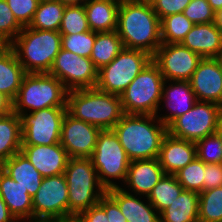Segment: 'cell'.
Here are the masks:
<instances>
[{"label": "cell", "instance_id": "28", "mask_svg": "<svg viewBox=\"0 0 222 222\" xmlns=\"http://www.w3.org/2000/svg\"><path fill=\"white\" fill-rule=\"evenodd\" d=\"M199 193L183 190L170 206L160 213V222H199Z\"/></svg>", "mask_w": 222, "mask_h": 222}, {"label": "cell", "instance_id": "17", "mask_svg": "<svg viewBox=\"0 0 222 222\" xmlns=\"http://www.w3.org/2000/svg\"><path fill=\"white\" fill-rule=\"evenodd\" d=\"M21 152L43 177L64 174L70 158L60 143L54 145H22Z\"/></svg>", "mask_w": 222, "mask_h": 222}, {"label": "cell", "instance_id": "12", "mask_svg": "<svg viewBox=\"0 0 222 222\" xmlns=\"http://www.w3.org/2000/svg\"><path fill=\"white\" fill-rule=\"evenodd\" d=\"M67 107H50L24 113L21 117L22 145L60 143L62 121Z\"/></svg>", "mask_w": 222, "mask_h": 222}, {"label": "cell", "instance_id": "29", "mask_svg": "<svg viewBox=\"0 0 222 222\" xmlns=\"http://www.w3.org/2000/svg\"><path fill=\"white\" fill-rule=\"evenodd\" d=\"M124 48L122 40L116 30L110 32H96V40L92 48L90 59L99 70L109 64Z\"/></svg>", "mask_w": 222, "mask_h": 222}, {"label": "cell", "instance_id": "40", "mask_svg": "<svg viewBox=\"0 0 222 222\" xmlns=\"http://www.w3.org/2000/svg\"><path fill=\"white\" fill-rule=\"evenodd\" d=\"M8 3L14 18L22 26H29L40 0H5Z\"/></svg>", "mask_w": 222, "mask_h": 222}, {"label": "cell", "instance_id": "19", "mask_svg": "<svg viewBox=\"0 0 222 222\" xmlns=\"http://www.w3.org/2000/svg\"><path fill=\"white\" fill-rule=\"evenodd\" d=\"M169 81L165 80L161 102L168 109L167 115H158L156 117L166 126H168L175 118L189 111L197 102L195 93L191 88L190 81ZM168 83V85H166ZM162 115V116H161Z\"/></svg>", "mask_w": 222, "mask_h": 222}, {"label": "cell", "instance_id": "34", "mask_svg": "<svg viewBox=\"0 0 222 222\" xmlns=\"http://www.w3.org/2000/svg\"><path fill=\"white\" fill-rule=\"evenodd\" d=\"M205 163L199 158H195L184 168H181L174 175L184 190L203 192Z\"/></svg>", "mask_w": 222, "mask_h": 222}, {"label": "cell", "instance_id": "7", "mask_svg": "<svg viewBox=\"0 0 222 222\" xmlns=\"http://www.w3.org/2000/svg\"><path fill=\"white\" fill-rule=\"evenodd\" d=\"M164 78L151 60L120 95L124 114L156 115L160 109Z\"/></svg>", "mask_w": 222, "mask_h": 222}, {"label": "cell", "instance_id": "50", "mask_svg": "<svg viewBox=\"0 0 222 222\" xmlns=\"http://www.w3.org/2000/svg\"><path fill=\"white\" fill-rule=\"evenodd\" d=\"M216 133H217V135L219 136V138L221 139V142H222V116L219 120L218 127L216 129Z\"/></svg>", "mask_w": 222, "mask_h": 222}, {"label": "cell", "instance_id": "51", "mask_svg": "<svg viewBox=\"0 0 222 222\" xmlns=\"http://www.w3.org/2000/svg\"><path fill=\"white\" fill-rule=\"evenodd\" d=\"M31 222H68V221H49V220H47V221H31Z\"/></svg>", "mask_w": 222, "mask_h": 222}, {"label": "cell", "instance_id": "14", "mask_svg": "<svg viewBox=\"0 0 222 222\" xmlns=\"http://www.w3.org/2000/svg\"><path fill=\"white\" fill-rule=\"evenodd\" d=\"M201 60L200 55L181 43H162L152 56L166 81H189Z\"/></svg>", "mask_w": 222, "mask_h": 222}, {"label": "cell", "instance_id": "32", "mask_svg": "<svg viewBox=\"0 0 222 222\" xmlns=\"http://www.w3.org/2000/svg\"><path fill=\"white\" fill-rule=\"evenodd\" d=\"M193 26L183 13L163 17L160 20L162 43H181Z\"/></svg>", "mask_w": 222, "mask_h": 222}, {"label": "cell", "instance_id": "1", "mask_svg": "<svg viewBox=\"0 0 222 222\" xmlns=\"http://www.w3.org/2000/svg\"><path fill=\"white\" fill-rule=\"evenodd\" d=\"M116 32L125 48L142 50L151 56L162 44L160 18L148 0L122 1Z\"/></svg>", "mask_w": 222, "mask_h": 222}, {"label": "cell", "instance_id": "21", "mask_svg": "<svg viewBox=\"0 0 222 222\" xmlns=\"http://www.w3.org/2000/svg\"><path fill=\"white\" fill-rule=\"evenodd\" d=\"M181 44L202 58H220L222 56V33L214 22L194 24Z\"/></svg>", "mask_w": 222, "mask_h": 222}, {"label": "cell", "instance_id": "18", "mask_svg": "<svg viewBox=\"0 0 222 222\" xmlns=\"http://www.w3.org/2000/svg\"><path fill=\"white\" fill-rule=\"evenodd\" d=\"M165 175L158 158L130 161L124 185L141 198L148 197L153 187ZM142 195V196H141Z\"/></svg>", "mask_w": 222, "mask_h": 222}, {"label": "cell", "instance_id": "37", "mask_svg": "<svg viewBox=\"0 0 222 222\" xmlns=\"http://www.w3.org/2000/svg\"><path fill=\"white\" fill-rule=\"evenodd\" d=\"M197 158L204 163H222V142L217 133L195 142Z\"/></svg>", "mask_w": 222, "mask_h": 222}, {"label": "cell", "instance_id": "33", "mask_svg": "<svg viewBox=\"0 0 222 222\" xmlns=\"http://www.w3.org/2000/svg\"><path fill=\"white\" fill-rule=\"evenodd\" d=\"M199 222H222V187L199 193Z\"/></svg>", "mask_w": 222, "mask_h": 222}, {"label": "cell", "instance_id": "46", "mask_svg": "<svg viewBox=\"0 0 222 222\" xmlns=\"http://www.w3.org/2000/svg\"><path fill=\"white\" fill-rule=\"evenodd\" d=\"M0 222H18L9 212V209L0 195Z\"/></svg>", "mask_w": 222, "mask_h": 222}, {"label": "cell", "instance_id": "24", "mask_svg": "<svg viewBox=\"0 0 222 222\" xmlns=\"http://www.w3.org/2000/svg\"><path fill=\"white\" fill-rule=\"evenodd\" d=\"M0 168L18 182L33 197L39 189L43 176L20 151L5 161Z\"/></svg>", "mask_w": 222, "mask_h": 222}, {"label": "cell", "instance_id": "23", "mask_svg": "<svg viewBox=\"0 0 222 222\" xmlns=\"http://www.w3.org/2000/svg\"><path fill=\"white\" fill-rule=\"evenodd\" d=\"M121 186L107 189L106 193L118 204L127 222H160V214L147 199L131 192H126Z\"/></svg>", "mask_w": 222, "mask_h": 222}, {"label": "cell", "instance_id": "22", "mask_svg": "<svg viewBox=\"0 0 222 222\" xmlns=\"http://www.w3.org/2000/svg\"><path fill=\"white\" fill-rule=\"evenodd\" d=\"M0 195L9 212L19 222L33 221L32 197L0 168Z\"/></svg>", "mask_w": 222, "mask_h": 222}, {"label": "cell", "instance_id": "26", "mask_svg": "<svg viewBox=\"0 0 222 222\" xmlns=\"http://www.w3.org/2000/svg\"><path fill=\"white\" fill-rule=\"evenodd\" d=\"M120 3L116 0H87L84 8L93 32H110L117 28Z\"/></svg>", "mask_w": 222, "mask_h": 222}, {"label": "cell", "instance_id": "15", "mask_svg": "<svg viewBox=\"0 0 222 222\" xmlns=\"http://www.w3.org/2000/svg\"><path fill=\"white\" fill-rule=\"evenodd\" d=\"M101 129L78 120L66 112L61 127L60 144L70 158H91Z\"/></svg>", "mask_w": 222, "mask_h": 222}, {"label": "cell", "instance_id": "41", "mask_svg": "<svg viewBox=\"0 0 222 222\" xmlns=\"http://www.w3.org/2000/svg\"><path fill=\"white\" fill-rule=\"evenodd\" d=\"M191 0H152L153 10L160 20L171 14L182 13Z\"/></svg>", "mask_w": 222, "mask_h": 222}, {"label": "cell", "instance_id": "6", "mask_svg": "<svg viewBox=\"0 0 222 222\" xmlns=\"http://www.w3.org/2000/svg\"><path fill=\"white\" fill-rule=\"evenodd\" d=\"M67 95L68 90L55 76L27 73L13 100V111L21 116L50 107H67Z\"/></svg>", "mask_w": 222, "mask_h": 222}, {"label": "cell", "instance_id": "25", "mask_svg": "<svg viewBox=\"0 0 222 222\" xmlns=\"http://www.w3.org/2000/svg\"><path fill=\"white\" fill-rule=\"evenodd\" d=\"M26 74L13 49L3 45L0 48V92L13 101Z\"/></svg>", "mask_w": 222, "mask_h": 222}, {"label": "cell", "instance_id": "11", "mask_svg": "<svg viewBox=\"0 0 222 222\" xmlns=\"http://www.w3.org/2000/svg\"><path fill=\"white\" fill-rule=\"evenodd\" d=\"M33 221H68V185L64 174L43 177L32 197Z\"/></svg>", "mask_w": 222, "mask_h": 222}, {"label": "cell", "instance_id": "3", "mask_svg": "<svg viewBox=\"0 0 222 222\" xmlns=\"http://www.w3.org/2000/svg\"><path fill=\"white\" fill-rule=\"evenodd\" d=\"M67 112L101 130L112 129L124 115L121 97L96 87L68 91Z\"/></svg>", "mask_w": 222, "mask_h": 222}, {"label": "cell", "instance_id": "39", "mask_svg": "<svg viewBox=\"0 0 222 222\" xmlns=\"http://www.w3.org/2000/svg\"><path fill=\"white\" fill-rule=\"evenodd\" d=\"M182 13L194 24L214 22L215 12L207 0H191Z\"/></svg>", "mask_w": 222, "mask_h": 222}, {"label": "cell", "instance_id": "13", "mask_svg": "<svg viewBox=\"0 0 222 222\" xmlns=\"http://www.w3.org/2000/svg\"><path fill=\"white\" fill-rule=\"evenodd\" d=\"M48 74L58 78L68 91L95 88L98 80V69L89 57L62 48Z\"/></svg>", "mask_w": 222, "mask_h": 222}, {"label": "cell", "instance_id": "30", "mask_svg": "<svg viewBox=\"0 0 222 222\" xmlns=\"http://www.w3.org/2000/svg\"><path fill=\"white\" fill-rule=\"evenodd\" d=\"M65 7L58 0L40 1L28 27L38 30L59 31Z\"/></svg>", "mask_w": 222, "mask_h": 222}, {"label": "cell", "instance_id": "27", "mask_svg": "<svg viewBox=\"0 0 222 222\" xmlns=\"http://www.w3.org/2000/svg\"><path fill=\"white\" fill-rule=\"evenodd\" d=\"M21 117L12 111L0 116V166L21 151Z\"/></svg>", "mask_w": 222, "mask_h": 222}, {"label": "cell", "instance_id": "16", "mask_svg": "<svg viewBox=\"0 0 222 222\" xmlns=\"http://www.w3.org/2000/svg\"><path fill=\"white\" fill-rule=\"evenodd\" d=\"M197 101L211 102L222 107V61L202 58L189 80Z\"/></svg>", "mask_w": 222, "mask_h": 222}, {"label": "cell", "instance_id": "42", "mask_svg": "<svg viewBox=\"0 0 222 222\" xmlns=\"http://www.w3.org/2000/svg\"><path fill=\"white\" fill-rule=\"evenodd\" d=\"M203 191L222 187V163H205Z\"/></svg>", "mask_w": 222, "mask_h": 222}, {"label": "cell", "instance_id": "44", "mask_svg": "<svg viewBox=\"0 0 222 222\" xmlns=\"http://www.w3.org/2000/svg\"><path fill=\"white\" fill-rule=\"evenodd\" d=\"M74 222H109V220L105 210L99 204H96L80 213L74 219Z\"/></svg>", "mask_w": 222, "mask_h": 222}, {"label": "cell", "instance_id": "10", "mask_svg": "<svg viewBox=\"0 0 222 222\" xmlns=\"http://www.w3.org/2000/svg\"><path fill=\"white\" fill-rule=\"evenodd\" d=\"M221 116L222 107L218 104L197 101L189 111L167 126V133L179 139L196 142L216 133Z\"/></svg>", "mask_w": 222, "mask_h": 222}, {"label": "cell", "instance_id": "43", "mask_svg": "<svg viewBox=\"0 0 222 222\" xmlns=\"http://www.w3.org/2000/svg\"><path fill=\"white\" fill-rule=\"evenodd\" d=\"M98 204L105 210L109 222H127L118 204L107 193L100 198Z\"/></svg>", "mask_w": 222, "mask_h": 222}, {"label": "cell", "instance_id": "45", "mask_svg": "<svg viewBox=\"0 0 222 222\" xmlns=\"http://www.w3.org/2000/svg\"><path fill=\"white\" fill-rule=\"evenodd\" d=\"M13 111V101L4 93L0 92V116Z\"/></svg>", "mask_w": 222, "mask_h": 222}, {"label": "cell", "instance_id": "8", "mask_svg": "<svg viewBox=\"0 0 222 222\" xmlns=\"http://www.w3.org/2000/svg\"><path fill=\"white\" fill-rule=\"evenodd\" d=\"M91 159L99 181L106 190L119 187L118 183L112 181L114 179L124 183L130 159L112 129L101 130L98 133Z\"/></svg>", "mask_w": 222, "mask_h": 222}, {"label": "cell", "instance_id": "48", "mask_svg": "<svg viewBox=\"0 0 222 222\" xmlns=\"http://www.w3.org/2000/svg\"><path fill=\"white\" fill-rule=\"evenodd\" d=\"M65 6L83 5L87 0H58Z\"/></svg>", "mask_w": 222, "mask_h": 222}, {"label": "cell", "instance_id": "31", "mask_svg": "<svg viewBox=\"0 0 222 222\" xmlns=\"http://www.w3.org/2000/svg\"><path fill=\"white\" fill-rule=\"evenodd\" d=\"M183 190L175 175L165 174L145 199H148L160 214L177 199Z\"/></svg>", "mask_w": 222, "mask_h": 222}, {"label": "cell", "instance_id": "47", "mask_svg": "<svg viewBox=\"0 0 222 222\" xmlns=\"http://www.w3.org/2000/svg\"><path fill=\"white\" fill-rule=\"evenodd\" d=\"M215 27L222 33V9H219L214 14Z\"/></svg>", "mask_w": 222, "mask_h": 222}, {"label": "cell", "instance_id": "49", "mask_svg": "<svg viewBox=\"0 0 222 222\" xmlns=\"http://www.w3.org/2000/svg\"><path fill=\"white\" fill-rule=\"evenodd\" d=\"M214 12L222 9V0H207Z\"/></svg>", "mask_w": 222, "mask_h": 222}, {"label": "cell", "instance_id": "4", "mask_svg": "<svg viewBox=\"0 0 222 222\" xmlns=\"http://www.w3.org/2000/svg\"><path fill=\"white\" fill-rule=\"evenodd\" d=\"M9 46L26 73H49L62 48L61 34L25 26Z\"/></svg>", "mask_w": 222, "mask_h": 222}, {"label": "cell", "instance_id": "36", "mask_svg": "<svg viewBox=\"0 0 222 222\" xmlns=\"http://www.w3.org/2000/svg\"><path fill=\"white\" fill-rule=\"evenodd\" d=\"M96 40V32L86 31L70 35H61V47L78 56L89 57Z\"/></svg>", "mask_w": 222, "mask_h": 222}, {"label": "cell", "instance_id": "5", "mask_svg": "<svg viewBox=\"0 0 222 222\" xmlns=\"http://www.w3.org/2000/svg\"><path fill=\"white\" fill-rule=\"evenodd\" d=\"M64 175L68 185V221L98 204L106 193L91 158H69Z\"/></svg>", "mask_w": 222, "mask_h": 222}, {"label": "cell", "instance_id": "2", "mask_svg": "<svg viewBox=\"0 0 222 222\" xmlns=\"http://www.w3.org/2000/svg\"><path fill=\"white\" fill-rule=\"evenodd\" d=\"M112 130L130 161L158 158L167 134V126L156 115L124 114Z\"/></svg>", "mask_w": 222, "mask_h": 222}, {"label": "cell", "instance_id": "35", "mask_svg": "<svg viewBox=\"0 0 222 222\" xmlns=\"http://www.w3.org/2000/svg\"><path fill=\"white\" fill-rule=\"evenodd\" d=\"M90 31L86 11L83 5L66 6L59 32L61 35H70Z\"/></svg>", "mask_w": 222, "mask_h": 222}, {"label": "cell", "instance_id": "9", "mask_svg": "<svg viewBox=\"0 0 222 222\" xmlns=\"http://www.w3.org/2000/svg\"><path fill=\"white\" fill-rule=\"evenodd\" d=\"M151 60L152 56L145 51L124 47L109 64L98 70L96 88L120 96Z\"/></svg>", "mask_w": 222, "mask_h": 222}, {"label": "cell", "instance_id": "20", "mask_svg": "<svg viewBox=\"0 0 222 222\" xmlns=\"http://www.w3.org/2000/svg\"><path fill=\"white\" fill-rule=\"evenodd\" d=\"M197 157L195 142L166 134L161 142L158 156L165 174L174 175Z\"/></svg>", "mask_w": 222, "mask_h": 222}, {"label": "cell", "instance_id": "38", "mask_svg": "<svg viewBox=\"0 0 222 222\" xmlns=\"http://www.w3.org/2000/svg\"><path fill=\"white\" fill-rule=\"evenodd\" d=\"M22 28L14 18L8 3L5 0H0V42L3 45H9Z\"/></svg>", "mask_w": 222, "mask_h": 222}]
</instances>
